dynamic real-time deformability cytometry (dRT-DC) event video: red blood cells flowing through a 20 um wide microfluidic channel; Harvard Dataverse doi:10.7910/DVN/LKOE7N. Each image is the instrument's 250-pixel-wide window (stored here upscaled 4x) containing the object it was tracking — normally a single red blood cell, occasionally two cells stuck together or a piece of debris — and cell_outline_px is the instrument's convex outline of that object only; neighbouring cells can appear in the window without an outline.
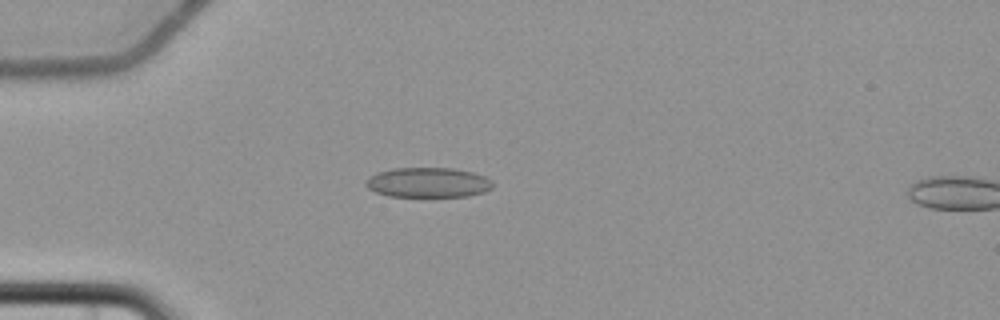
{"species": "common noctule bat (a hibernating species)", "species_latin": "Nyctalus noctula", "temperature_condition": "cold", "stored_images_in_passage": 6, "camera_frame_rate_fps": 3000, "um_per_image_px": 0.085, "animal": {"sex": "female", "body_mass_g": 22.7, "forearm_length_mm": 54.2}, "frame": {"image": 1, "passage_image": 5, "time_ms": 5.0, "image_size_px": [1000, 320], "cell_outline_px": [[492, 188], [484, 192], [468, 196], [388, 196], [376, 192], [368, 188], [364, 184], [372, 176], [380, 172], [392, 168], [452, 168], [472, 172], [484, 176], [492, 180]], "centroid_in_image_um": [36.41, 15.51], "position_along_channel_um": 48.6, "area_um2": 21.91}}